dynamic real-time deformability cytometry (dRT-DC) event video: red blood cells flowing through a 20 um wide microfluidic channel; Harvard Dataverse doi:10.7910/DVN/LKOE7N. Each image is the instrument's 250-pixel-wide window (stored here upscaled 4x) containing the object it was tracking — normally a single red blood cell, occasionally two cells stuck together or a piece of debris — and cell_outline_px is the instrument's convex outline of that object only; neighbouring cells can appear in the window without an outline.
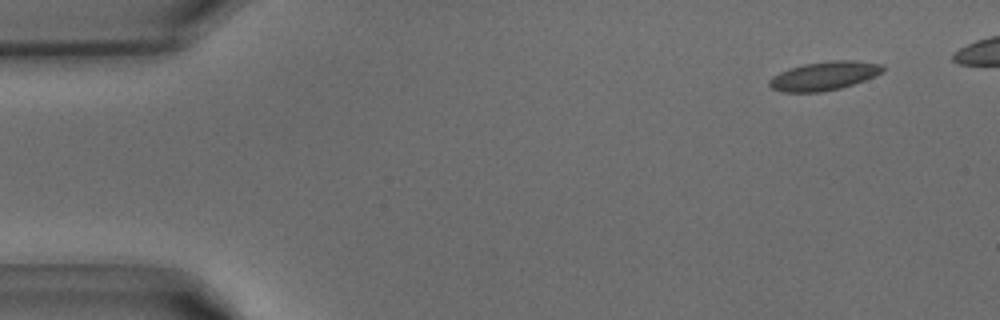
{"species": "common noctule bat (a hibernating species)", "species_latin": "Nyctalus noctula", "temperature_condition": "warm", "stored_images_in_passage": 35, "camera_frame_rate_fps": 3000, "um_per_image_px": 0.085, "animal": {"sex": "male", "body_mass_g": 15.6}, "frame": {"image": 1, "passage_image": 2, "time_ms": 0.333, "image_size_px": [1000, 320], "cell_outline_px": [[884, 68], [880, 72], [864, 80], [840, 88], [820, 92], [784, 92], [772, 88], [768, 84], [768, 80], [772, 76], [780, 72], [804, 64], [832, 60], [852, 60], [884, 64]], "centroid_in_image_um": [70.02, 6.45], "position_along_channel_um": 15.0, "area_um2": 18.73}}
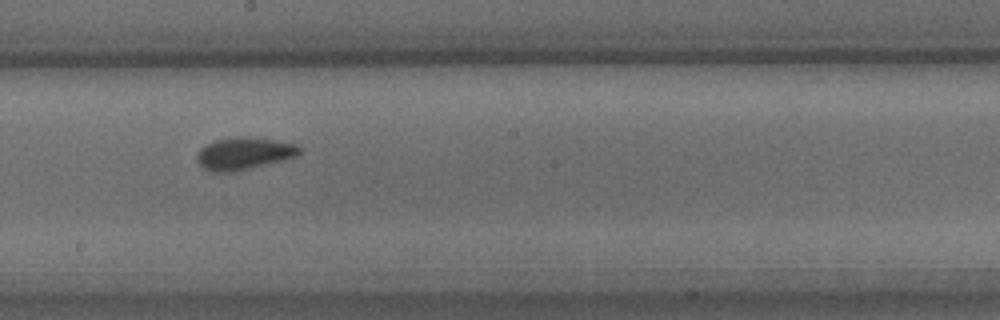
{"frame": {"image": 2, "passage_image": 21, "time_ms": 6.667, "image_size_px": [1000, 320], "cell_outline_px": [[300, 152], [296, 156], [232, 172], [212, 172], [204, 168], [196, 160], [196, 152], [200, 148], [216, 140], [236, 136], [248, 136], [276, 140], [296, 144], [300, 148]], "centroid_in_image_um": [20.69, 13.03], "position_along_channel_um": 227.5, "area_um2": 19.07}}
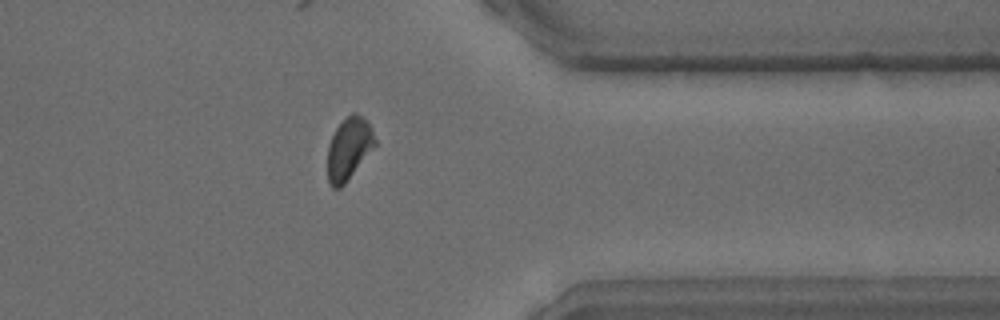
{"frame": {"image": 3, "passage_image": 31, "time_ms": 10.0, "image_size_px": [1000, 320], "cell_outline_px": [[376, 144], [344, 184], [340, 188], [332, 188], [328, 184], [328, 144], [336, 128], [352, 112], [356, 112], [364, 116], [376, 140]], "centroid_in_image_um": [29.63, 12.63], "position_along_channel_um": 381.8, "area_um2": 16.88}}